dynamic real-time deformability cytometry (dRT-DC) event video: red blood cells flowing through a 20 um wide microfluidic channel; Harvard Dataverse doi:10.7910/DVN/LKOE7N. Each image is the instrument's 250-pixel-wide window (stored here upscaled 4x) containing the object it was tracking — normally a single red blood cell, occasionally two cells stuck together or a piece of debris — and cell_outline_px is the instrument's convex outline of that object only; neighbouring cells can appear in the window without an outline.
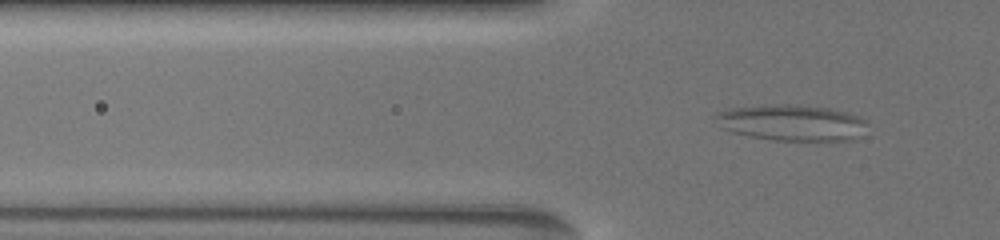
{"species": "common noctule bat (a hibernating species)", "species_latin": "Nyctalus noctula", "temperature_condition": "warm", "stored_images_in_passage": 46, "camera_frame_rate_fps": 3000, "um_per_image_px": 0.085, "animal": {"sex": "female", "body_mass_g": 19.5, "forearm_length_mm": 54.1}, "frame": {"image": 1, "passage_image": 15, "time_ms": 6.667, "image_size_px": [1000, 240], "cell_outline_px": [[868, 124], [860, 136], [852, 140], [772, 140], [748, 136], [732, 132], [720, 128], [712, 116], [716, 112], [732, 108], [776, 104], [796, 104], [832, 108], [848, 112], [860, 116], [868, 120]], "centroid_in_image_um": [67.3, 10.42], "position_along_channel_um": 58.5, "area_um2": 32.43}}
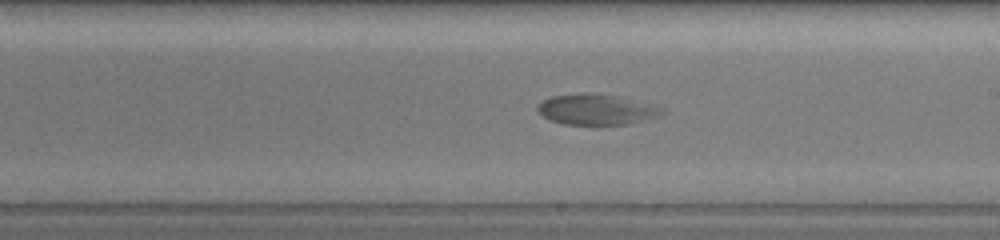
{"frame": {"image": 2, "passage_image": 28, "time_ms": 12.0, "image_size_px": [1000, 240], "cell_outline_px": [[664, 112], [656, 116], [628, 124], [564, 124], [548, 120], [536, 108], [544, 100], [552, 96], [616, 96], [656, 108]], "centroid_in_image_um": [50.59, 9.37], "position_along_channel_um": 238.4, "area_um2": 20.29}}
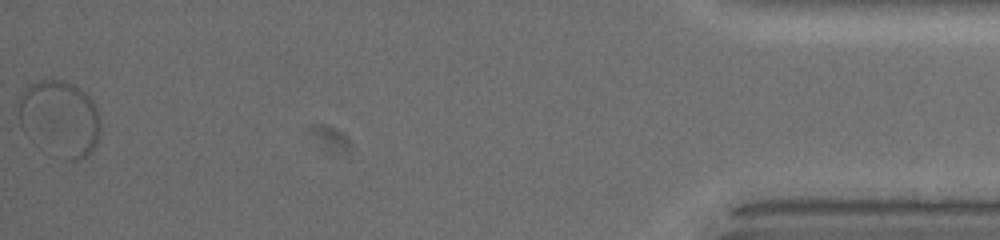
{"frame": {"image": 3, "passage_image": 46, "time_ms": 19.667, "image_size_px": [1000, 240], "cell_outline_px": [[100, 128], [96, 144], [80, 160], [68, 160], [32, 140], [20, 128], [20, 100], [24, 92], [32, 84], [44, 80], [64, 80], [80, 88], [92, 100], [96, 108]], "centroid_in_image_um": [5.09, 10.05], "position_along_channel_um": 430.1, "area_um2": 35.2}}